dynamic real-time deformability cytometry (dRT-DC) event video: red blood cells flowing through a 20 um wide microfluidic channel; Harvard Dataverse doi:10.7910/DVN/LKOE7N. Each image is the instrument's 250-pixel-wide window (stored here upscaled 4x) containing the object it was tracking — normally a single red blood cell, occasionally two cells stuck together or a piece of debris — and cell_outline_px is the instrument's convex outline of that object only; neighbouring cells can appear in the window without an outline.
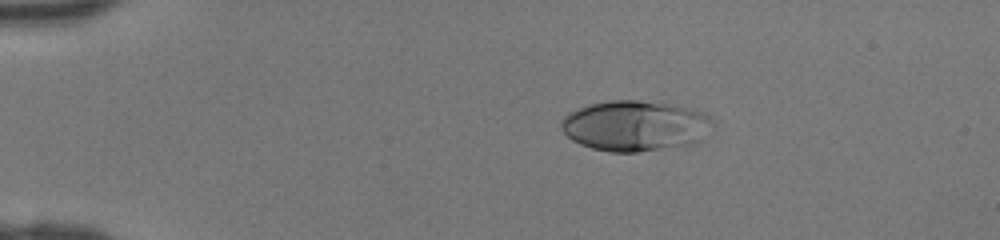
{"species": "human", "species_latin": "Homo sapiens", "temperature_condition": "room temperature", "stored_images_in_passage": 38, "camera_frame_rate_fps": 3000, "um_per_image_px": 0.085, "donor": {"sex": "female"}, "frame": {"image": 1, "passage_image": 1, "time_ms": 0.0, "image_size_px": [1000, 240], "cell_outline_px": [[708, 120], [700, 140], [692, 144], [636, 152], [612, 152], [592, 148], [580, 144], [572, 140], [560, 128], [560, 120], [568, 112], [592, 104], [612, 100], [636, 100], [676, 104], [708, 116]], "centroid_in_image_um": [53.85, 10.69], "position_along_channel_um": 31.1, "area_um2": 43.7}}
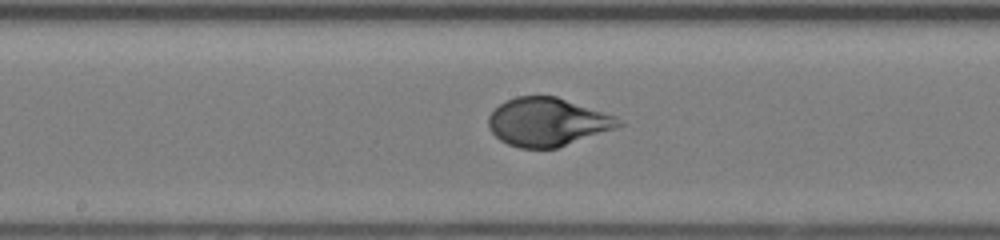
{"frame": {"image": 2, "passage_image": 17, "time_ms": 5.333, "image_size_px": [1000, 240], "cell_outline_px": [[624, 124], [616, 128], [556, 148], [520, 148], [508, 144], [500, 140], [488, 128], [488, 116], [500, 104], [516, 96], [556, 96], [616, 116]], "centroid_in_image_um": [46.52, 10.37], "position_along_channel_um": 201.7, "area_um2": 36.36}}
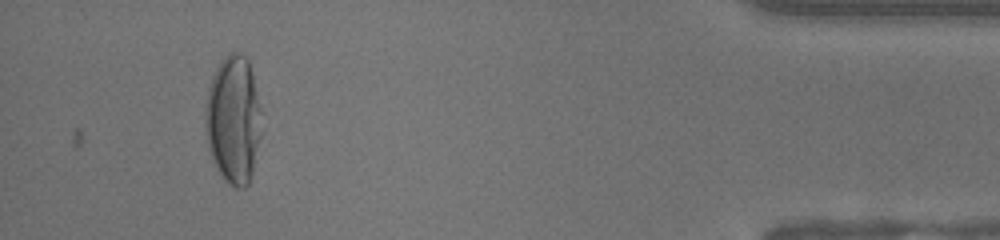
{"frame": {"image": 3, "passage_image": 35, "time_ms": 11.333, "image_size_px": [1000, 240], "cell_outline_px": [[260, 136], [252, 172], [248, 184], [244, 188], [236, 188], [228, 184], [224, 180], [216, 168], [212, 160], [208, 148], [204, 120], [204, 116], [208, 88], [212, 76], [220, 60], [228, 52], [240, 52], [248, 60], [252, 72], [260, 108]], "centroid_in_image_um": [19.8, 10.16], "position_along_channel_um": 415.4, "area_um2": 42.08}}